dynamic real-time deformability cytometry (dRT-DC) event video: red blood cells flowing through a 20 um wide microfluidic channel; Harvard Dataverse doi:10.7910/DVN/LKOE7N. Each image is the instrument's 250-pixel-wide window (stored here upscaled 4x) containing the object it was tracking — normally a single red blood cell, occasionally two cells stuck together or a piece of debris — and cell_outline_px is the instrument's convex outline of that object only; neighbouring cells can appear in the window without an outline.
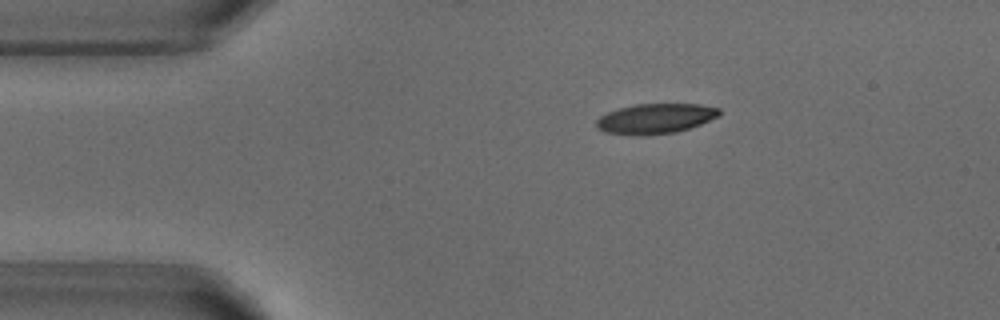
{"species": "common noctule bat (a hibernating species)", "species_latin": "Nyctalus noctula", "temperature_condition": "warm", "stored_images_in_passage": 34, "camera_frame_rate_fps": 3000, "um_per_image_px": 0.085, "animal": {"sex": "male", "body_mass_g": 18.8}, "frame": {"image": 1, "passage_image": 1, "time_ms": 0.0, "image_size_px": [1000, 320], "cell_outline_px": [[720, 116], [700, 124], [676, 132], [644, 136], [632, 136], [604, 132], [596, 128], [596, 120], [600, 116], [608, 112], [620, 108], [636, 104], [700, 104], [720, 108]], "centroid_in_image_um": [55.69, 10.09], "position_along_channel_um": 29.3, "area_um2": 21.73}}
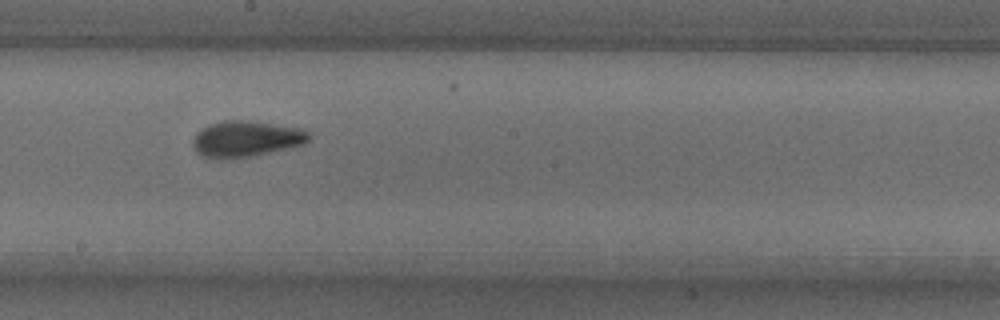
{"frame": {"image": 2, "passage_image": 20, "time_ms": 6.333, "image_size_px": [1000, 320], "cell_outline_px": [[312, 136], [304, 144], [252, 156], [228, 160], [224, 160], [200, 156], [196, 152], [192, 144], [192, 140], [196, 132], [208, 124], [224, 120], [248, 120], [300, 128], [308, 132]], "centroid_in_image_um": [20.86, 11.81], "position_along_channel_um": 227.3, "area_um2": 24.68}}
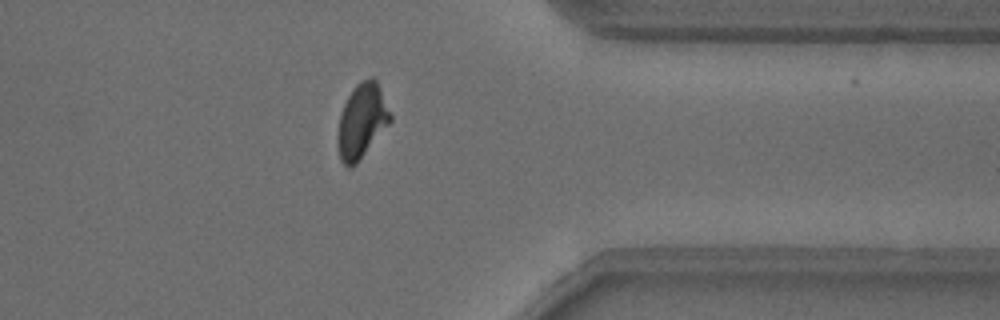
{"frame": {"image": 3, "passage_image": 33, "time_ms": 10.667, "image_size_px": [1000, 320], "cell_outline_px": [[392, 120], [356, 164], [352, 168], [348, 168], [340, 160], [336, 140], [336, 136], [340, 112], [352, 88], [360, 80], [368, 76], [372, 76], [376, 80], [380, 88], [392, 116]], "centroid_in_image_um": [30.72, 10.27], "position_along_channel_um": 380.7, "area_um2": 23.06}}